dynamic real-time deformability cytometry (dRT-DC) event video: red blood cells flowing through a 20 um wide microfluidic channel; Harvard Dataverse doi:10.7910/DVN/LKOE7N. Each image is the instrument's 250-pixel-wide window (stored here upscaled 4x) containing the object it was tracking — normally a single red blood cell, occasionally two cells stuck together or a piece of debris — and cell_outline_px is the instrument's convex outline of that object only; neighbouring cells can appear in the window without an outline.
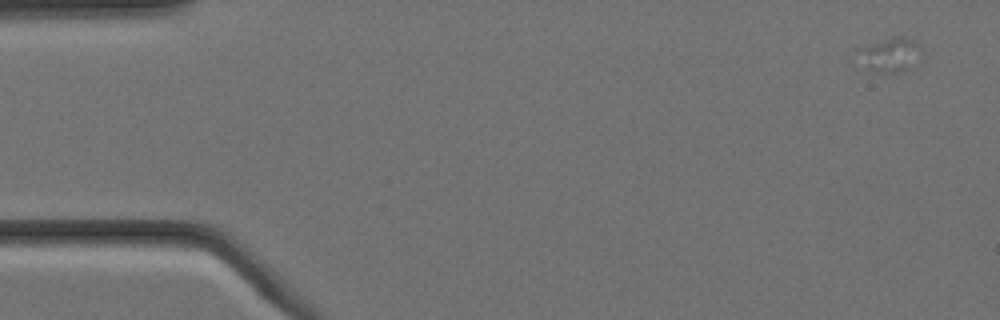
{"species": "Egyptian fruit bat (a non-hibernating species)", "species_latin": "Rousettus aegyptiacus", "temperature_condition": "cold", "stored_images_in_passage": 5, "camera_frame_rate_fps": 3000, "um_per_image_px": 0.085, "animal": {"sex": "female"}, "frame": {"image": 1, "passage_image": 1, "time_ms": 0.0, "image_size_px": [1000, 320], "cell_outline_px": [[924, 60], [896, 72], [880, 72], [868, 68], [856, 48], [892, 36], [904, 36], [916, 40], [920, 44], [924, 52]], "centroid_in_image_um": [75.8, 4.59], "position_along_channel_um": 9.2, "area_um2": 12.83}}
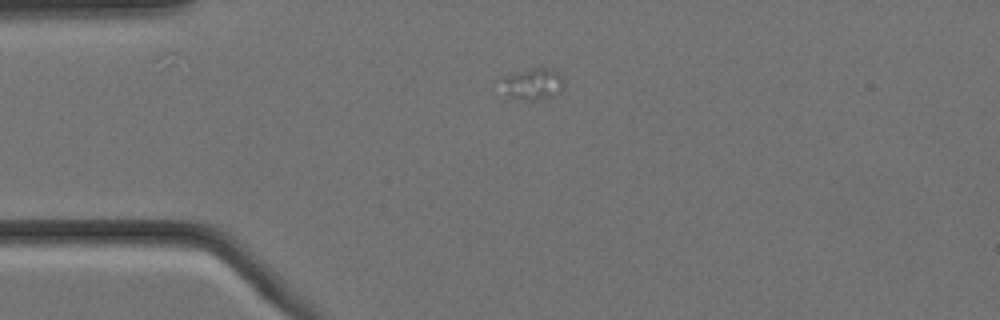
{"frame": {"image": 2, "passage_image": 4, "time_ms": 1.0, "image_size_px": [1000, 320], "cell_outline_px": [[564, 88], [556, 96], [536, 100], [524, 100], [508, 96], [500, 76], [532, 68], [552, 68], [564, 80]], "centroid_in_image_um": [45.33, 7.13], "position_along_channel_um": 39.7, "area_um2": 11.56}}